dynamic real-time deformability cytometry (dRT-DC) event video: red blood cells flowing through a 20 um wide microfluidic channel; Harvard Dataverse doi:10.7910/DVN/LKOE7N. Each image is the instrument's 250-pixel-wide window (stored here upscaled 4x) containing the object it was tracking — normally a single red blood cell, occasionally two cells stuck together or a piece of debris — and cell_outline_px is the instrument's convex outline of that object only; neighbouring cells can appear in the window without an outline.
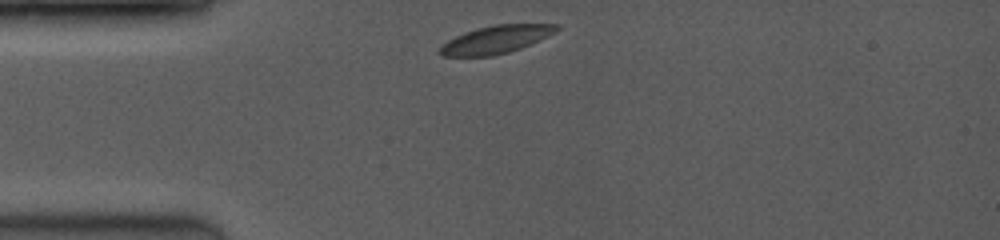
{"species": "common noctule bat (a hibernating species)", "species_latin": "Nyctalus noctula", "temperature_condition": "room temperature", "stored_images_in_passage": 44, "camera_frame_rate_fps": 3500, "um_per_image_px": 0.085, "animal": {"sex": "female", "body_mass_g": 19.0, "forearm_length_mm": 53.3}, "frame": {"image": 1, "passage_image": 1, "time_ms": 0.0, "image_size_px": [1000, 240], "cell_outline_px": [[560, 28], [548, 36], [520, 48], [508, 52], [492, 56], [440, 56], [436, 52], [448, 40], [464, 32], [476, 28], [492, 24], [560, 24]], "centroid_in_image_um": [42.13, 3.35], "position_along_channel_um": 42.9, "area_um2": 18.9}}
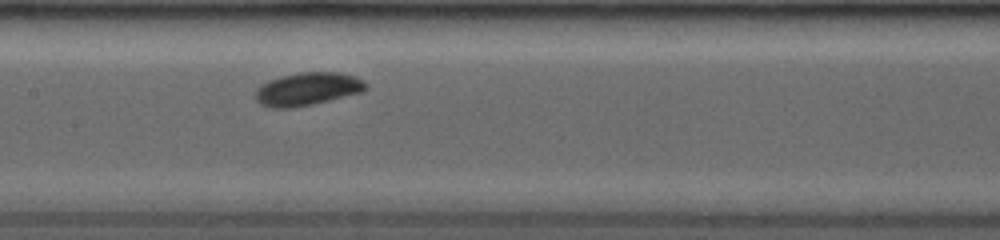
{"frame": {"image": 2, "passage_image": 17, "time_ms": 4.0, "image_size_px": [1000, 240], "cell_outline_px": [[368, 88], [364, 92], [312, 104], [292, 108], [268, 108], [260, 104], [256, 100], [256, 88], [280, 76], [300, 72], [340, 72], [356, 76], [364, 80], [368, 84]], "centroid_in_image_um": [26.19, 7.56], "position_along_channel_um": 181.2, "area_um2": 21.39}}
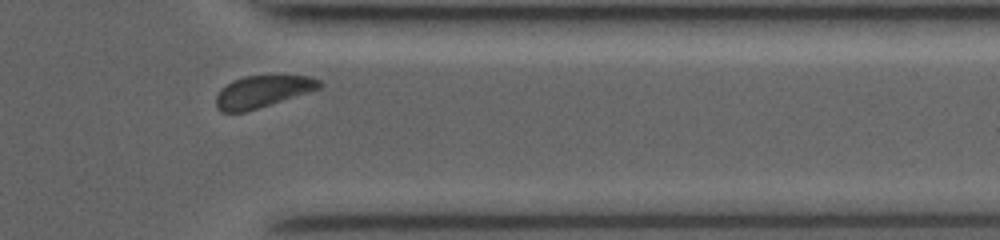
{"frame": {"image": 3, "passage_image": 39, "time_ms": 9.143, "image_size_px": [1000, 240], "cell_outline_px": [[324, 84], [320, 88], [244, 112], [220, 112], [216, 108], [216, 96], [232, 80], [244, 76], [312, 76], [320, 80]], "centroid_in_image_um": [22.31, 7.77], "position_along_channel_um": 389.1, "area_um2": 18.84}, "authors_computed_cell_mechanics": {"area_um2": 20.1722, "velocity_mm_per_s": 4.0229, "shape_relaxation_time_tau1_ms": 1.7192, "shape_relaxation_time_tau2_ms": null, "deformation_change_tau1": 0.0874, "deformation_change_tau2": null}}